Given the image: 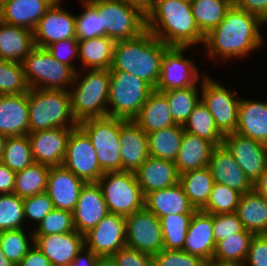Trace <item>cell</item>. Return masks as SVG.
<instances>
[{
  "instance_id": "1",
  "label": "cell",
  "mask_w": 267,
  "mask_h": 266,
  "mask_svg": "<svg viewBox=\"0 0 267 266\" xmlns=\"http://www.w3.org/2000/svg\"><path fill=\"white\" fill-rule=\"evenodd\" d=\"M266 25L259 17L233 3L220 24L205 35L202 46L205 54L204 50L202 54L215 65L220 62L219 65L223 63L229 66V61L245 60L266 44L262 33Z\"/></svg>"
},
{
  "instance_id": "2",
  "label": "cell",
  "mask_w": 267,
  "mask_h": 266,
  "mask_svg": "<svg viewBox=\"0 0 267 266\" xmlns=\"http://www.w3.org/2000/svg\"><path fill=\"white\" fill-rule=\"evenodd\" d=\"M146 29L168 46L202 48L205 40L186 0H153Z\"/></svg>"
},
{
  "instance_id": "3",
  "label": "cell",
  "mask_w": 267,
  "mask_h": 266,
  "mask_svg": "<svg viewBox=\"0 0 267 266\" xmlns=\"http://www.w3.org/2000/svg\"><path fill=\"white\" fill-rule=\"evenodd\" d=\"M168 47L147 29L135 38L116 41L109 71L133 74L155 89L163 55Z\"/></svg>"
},
{
  "instance_id": "4",
  "label": "cell",
  "mask_w": 267,
  "mask_h": 266,
  "mask_svg": "<svg viewBox=\"0 0 267 266\" xmlns=\"http://www.w3.org/2000/svg\"><path fill=\"white\" fill-rule=\"evenodd\" d=\"M109 69L78 70L69 90L74 119L80 122L107 116Z\"/></svg>"
},
{
  "instance_id": "5",
  "label": "cell",
  "mask_w": 267,
  "mask_h": 266,
  "mask_svg": "<svg viewBox=\"0 0 267 266\" xmlns=\"http://www.w3.org/2000/svg\"><path fill=\"white\" fill-rule=\"evenodd\" d=\"M29 133L52 128L78 126L67 90L34 89L28 91Z\"/></svg>"
},
{
  "instance_id": "6",
  "label": "cell",
  "mask_w": 267,
  "mask_h": 266,
  "mask_svg": "<svg viewBox=\"0 0 267 266\" xmlns=\"http://www.w3.org/2000/svg\"><path fill=\"white\" fill-rule=\"evenodd\" d=\"M154 88L142 78L122 71H110L107 116L133 120Z\"/></svg>"
},
{
  "instance_id": "7",
  "label": "cell",
  "mask_w": 267,
  "mask_h": 266,
  "mask_svg": "<svg viewBox=\"0 0 267 266\" xmlns=\"http://www.w3.org/2000/svg\"><path fill=\"white\" fill-rule=\"evenodd\" d=\"M24 75L30 88L67 90L74 82L76 72L54 59L46 48L35 46L22 61Z\"/></svg>"
},
{
  "instance_id": "8",
  "label": "cell",
  "mask_w": 267,
  "mask_h": 266,
  "mask_svg": "<svg viewBox=\"0 0 267 266\" xmlns=\"http://www.w3.org/2000/svg\"><path fill=\"white\" fill-rule=\"evenodd\" d=\"M97 184L101 188L109 213L126 217L145 207V196L134 172H106Z\"/></svg>"
},
{
  "instance_id": "9",
  "label": "cell",
  "mask_w": 267,
  "mask_h": 266,
  "mask_svg": "<svg viewBox=\"0 0 267 266\" xmlns=\"http://www.w3.org/2000/svg\"><path fill=\"white\" fill-rule=\"evenodd\" d=\"M101 17L106 36L115 41L132 39L146 30V14L118 0H87Z\"/></svg>"
},
{
  "instance_id": "10",
  "label": "cell",
  "mask_w": 267,
  "mask_h": 266,
  "mask_svg": "<svg viewBox=\"0 0 267 266\" xmlns=\"http://www.w3.org/2000/svg\"><path fill=\"white\" fill-rule=\"evenodd\" d=\"M78 126L88 135L95 148L102 171H121V118H90L80 122Z\"/></svg>"
},
{
  "instance_id": "11",
  "label": "cell",
  "mask_w": 267,
  "mask_h": 266,
  "mask_svg": "<svg viewBox=\"0 0 267 266\" xmlns=\"http://www.w3.org/2000/svg\"><path fill=\"white\" fill-rule=\"evenodd\" d=\"M189 49L191 52L187 51ZM192 49L201 52L193 47L177 46H169L165 50L155 91L167 92L190 86H201V80L206 74L202 73V69L200 72L195 58L188 57V52L192 53Z\"/></svg>"
},
{
  "instance_id": "12",
  "label": "cell",
  "mask_w": 267,
  "mask_h": 266,
  "mask_svg": "<svg viewBox=\"0 0 267 266\" xmlns=\"http://www.w3.org/2000/svg\"><path fill=\"white\" fill-rule=\"evenodd\" d=\"M220 81L206 73L201 80V101L214 117L218 130L226 135L236 132L241 96L233 86L229 89Z\"/></svg>"
},
{
  "instance_id": "13",
  "label": "cell",
  "mask_w": 267,
  "mask_h": 266,
  "mask_svg": "<svg viewBox=\"0 0 267 266\" xmlns=\"http://www.w3.org/2000/svg\"><path fill=\"white\" fill-rule=\"evenodd\" d=\"M62 166L85 183H97L104 174L95 148L88 135L79 126L73 128L69 134Z\"/></svg>"
},
{
  "instance_id": "14",
  "label": "cell",
  "mask_w": 267,
  "mask_h": 266,
  "mask_svg": "<svg viewBox=\"0 0 267 266\" xmlns=\"http://www.w3.org/2000/svg\"><path fill=\"white\" fill-rule=\"evenodd\" d=\"M126 246L153 255L163 249L160 219L146 207L125 217Z\"/></svg>"
},
{
  "instance_id": "15",
  "label": "cell",
  "mask_w": 267,
  "mask_h": 266,
  "mask_svg": "<svg viewBox=\"0 0 267 266\" xmlns=\"http://www.w3.org/2000/svg\"><path fill=\"white\" fill-rule=\"evenodd\" d=\"M222 145L254 184L267 167V145L237 132L224 135Z\"/></svg>"
},
{
  "instance_id": "16",
  "label": "cell",
  "mask_w": 267,
  "mask_h": 266,
  "mask_svg": "<svg viewBox=\"0 0 267 266\" xmlns=\"http://www.w3.org/2000/svg\"><path fill=\"white\" fill-rule=\"evenodd\" d=\"M63 0H56L40 18L33 30L35 46L46 48L60 40L76 38L75 13L62 5Z\"/></svg>"
},
{
  "instance_id": "17",
  "label": "cell",
  "mask_w": 267,
  "mask_h": 266,
  "mask_svg": "<svg viewBox=\"0 0 267 266\" xmlns=\"http://www.w3.org/2000/svg\"><path fill=\"white\" fill-rule=\"evenodd\" d=\"M85 247L98 257L113 256L126 246L125 216L107 214L96 227L84 235Z\"/></svg>"
},
{
  "instance_id": "18",
  "label": "cell",
  "mask_w": 267,
  "mask_h": 266,
  "mask_svg": "<svg viewBox=\"0 0 267 266\" xmlns=\"http://www.w3.org/2000/svg\"><path fill=\"white\" fill-rule=\"evenodd\" d=\"M73 128H52L28 133L33 159L49 167L62 166Z\"/></svg>"
},
{
  "instance_id": "19",
  "label": "cell",
  "mask_w": 267,
  "mask_h": 266,
  "mask_svg": "<svg viewBox=\"0 0 267 266\" xmlns=\"http://www.w3.org/2000/svg\"><path fill=\"white\" fill-rule=\"evenodd\" d=\"M107 214L109 211L100 186L97 183H85L73 211L75 230L85 235Z\"/></svg>"
},
{
  "instance_id": "20",
  "label": "cell",
  "mask_w": 267,
  "mask_h": 266,
  "mask_svg": "<svg viewBox=\"0 0 267 266\" xmlns=\"http://www.w3.org/2000/svg\"><path fill=\"white\" fill-rule=\"evenodd\" d=\"M34 245L52 266H69L85 246L84 235L72 231L61 234L34 235Z\"/></svg>"
},
{
  "instance_id": "21",
  "label": "cell",
  "mask_w": 267,
  "mask_h": 266,
  "mask_svg": "<svg viewBox=\"0 0 267 266\" xmlns=\"http://www.w3.org/2000/svg\"><path fill=\"white\" fill-rule=\"evenodd\" d=\"M85 182L64 166L50 167L46 193L55 209L73 212Z\"/></svg>"
},
{
  "instance_id": "22",
  "label": "cell",
  "mask_w": 267,
  "mask_h": 266,
  "mask_svg": "<svg viewBox=\"0 0 267 266\" xmlns=\"http://www.w3.org/2000/svg\"><path fill=\"white\" fill-rule=\"evenodd\" d=\"M121 171L135 172L149 157L147 134L134 120L121 119Z\"/></svg>"
},
{
  "instance_id": "23",
  "label": "cell",
  "mask_w": 267,
  "mask_h": 266,
  "mask_svg": "<svg viewBox=\"0 0 267 266\" xmlns=\"http://www.w3.org/2000/svg\"><path fill=\"white\" fill-rule=\"evenodd\" d=\"M208 168L216 183L229 186L241 194L253 190V183L223 145L213 149Z\"/></svg>"
},
{
  "instance_id": "24",
  "label": "cell",
  "mask_w": 267,
  "mask_h": 266,
  "mask_svg": "<svg viewBox=\"0 0 267 266\" xmlns=\"http://www.w3.org/2000/svg\"><path fill=\"white\" fill-rule=\"evenodd\" d=\"M215 245L213 214L196 210L188 226L183 251L198 256L208 263L213 258Z\"/></svg>"
},
{
  "instance_id": "25",
  "label": "cell",
  "mask_w": 267,
  "mask_h": 266,
  "mask_svg": "<svg viewBox=\"0 0 267 266\" xmlns=\"http://www.w3.org/2000/svg\"><path fill=\"white\" fill-rule=\"evenodd\" d=\"M29 133L28 92L0 95V134L7 137Z\"/></svg>"
},
{
  "instance_id": "26",
  "label": "cell",
  "mask_w": 267,
  "mask_h": 266,
  "mask_svg": "<svg viewBox=\"0 0 267 266\" xmlns=\"http://www.w3.org/2000/svg\"><path fill=\"white\" fill-rule=\"evenodd\" d=\"M134 173L144 196L174 186L180 179L175 162L150 156Z\"/></svg>"
},
{
  "instance_id": "27",
  "label": "cell",
  "mask_w": 267,
  "mask_h": 266,
  "mask_svg": "<svg viewBox=\"0 0 267 266\" xmlns=\"http://www.w3.org/2000/svg\"><path fill=\"white\" fill-rule=\"evenodd\" d=\"M56 0H13L0 3V21L34 30Z\"/></svg>"
},
{
  "instance_id": "28",
  "label": "cell",
  "mask_w": 267,
  "mask_h": 266,
  "mask_svg": "<svg viewBox=\"0 0 267 266\" xmlns=\"http://www.w3.org/2000/svg\"><path fill=\"white\" fill-rule=\"evenodd\" d=\"M236 132L267 144V99L240 98Z\"/></svg>"
},
{
  "instance_id": "29",
  "label": "cell",
  "mask_w": 267,
  "mask_h": 266,
  "mask_svg": "<svg viewBox=\"0 0 267 266\" xmlns=\"http://www.w3.org/2000/svg\"><path fill=\"white\" fill-rule=\"evenodd\" d=\"M145 207L159 219L167 215L194 214L196 211L180 183L147 194Z\"/></svg>"
},
{
  "instance_id": "30",
  "label": "cell",
  "mask_w": 267,
  "mask_h": 266,
  "mask_svg": "<svg viewBox=\"0 0 267 266\" xmlns=\"http://www.w3.org/2000/svg\"><path fill=\"white\" fill-rule=\"evenodd\" d=\"M34 47L32 30L0 21V59L22 63Z\"/></svg>"
},
{
  "instance_id": "31",
  "label": "cell",
  "mask_w": 267,
  "mask_h": 266,
  "mask_svg": "<svg viewBox=\"0 0 267 266\" xmlns=\"http://www.w3.org/2000/svg\"><path fill=\"white\" fill-rule=\"evenodd\" d=\"M215 147L209 140L184 131L175 161L179 174L208 166Z\"/></svg>"
},
{
  "instance_id": "32",
  "label": "cell",
  "mask_w": 267,
  "mask_h": 266,
  "mask_svg": "<svg viewBox=\"0 0 267 266\" xmlns=\"http://www.w3.org/2000/svg\"><path fill=\"white\" fill-rule=\"evenodd\" d=\"M133 120L146 134L176 125L166 97L155 90L148 96L147 101Z\"/></svg>"
},
{
  "instance_id": "33",
  "label": "cell",
  "mask_w": 267,
  "mask_h": 266,
  "mask_svg": "<svg viewBox=\"0 0 267 266\" xmlns=\"http://www.w3.org/2000/svg\"><path fill=\"white\" fill-rule=\"evenodd\" d=\"M115 42L108 36L78 41L79 70L110 69L113 62Z\"/></svg>"
},
{
  "instance_id": "34",
  "label": "cell",
  "mask_w": 267,
  "mask_h": 266,
  "mask_svg": "<svg viewBox=\"0 0 267 266\" xmlns=\"http://www.w3.org/2000/svg\"><path fill=\"white\" fill-rule=\"evenodd\" d=\"M236 214L245 230L267 234V202L254 189L241 195Z\"/></svg>"
},
{
  "instance_id": "35",
  "label": "cell",
  "mask_w": 267,
  "mask_h": 266,
  "mask_svg": "<svg viewBox=\"0 0 267 266\" xmlns=\"http://www.w3.org/2000/svg\"><path fill=\"white\" fill-rule=\"evenodd\" d=\"M183 134V126L179 124L148 133L149 156L175 162Z\"/></svg>"
},
{
  "instance_id": "36",
  "label": "cell",
  "mask_w": 267,
  "mask_h": 266,
  "mask_svg": "<svg viewBox=\"0 0 267 266\" xmlns=\"http://www.w3.org/2000/svg\"><path fill=\"white\" fill-rule=\"evenodd\" d=\"M179 183L194 208L201 210L207 204L214 179L206 166L180 174Z\"/></svg>"
},
{
  "instance_id": "37",
  "label": "cell",
  "mask_w": 267,
  "mask_h": 266,
  "mask_svg": "<svg viewBox=\"0 0 267 266\" xmlns=\"http://www.w3.org/2000/svg\"><path fill=\"white\" fill-rule=\"evenodd\" d=\"M196 23L205 36L224 19L233 0H190Z\"/></svg>"
},
{
  "instance_id": "38",
  "label": "cell",
  "mask_w": 267,
  "mask_h": 266,
  "mask_svg": "<svg viewBox=\"0 0 267 266\" xmlns=\"http://www.w3.org/2000/svg\"><path fill=\"white\" fill-rule=\"evenodd\" d=\"M50 167L34 162L16 172L14 194L27 198L46 192Z\"/></svg>"
},
{
  "instance_id": "39",
  "label": "cell",
  "mask_w": 267,
  "mask_h": 266,
  "mask_svg": "<svg viewBox=\"0 0 267 266\" xmlns=\"http://www.w3.org/2000/svg\"><path fill=\"white\" fill-rule=\"evenodd\" d=\"M161 93L168 101L174 122L182 126L201 101V86H190Z\"/></svg>"
},
{
  "instance_id": "40",
  "label": "cell",
  "mask_w": 267,
  "mask_h": 266,
  "mask_svg": "<svg viewBox=\"0 0 267 266\" xmlns=\"http://www.w3.org/2000/svg\"><path fill=\"white\" fill-rule=\"evenodd\" d=\"M183 129L192 135L209 140L215 146H221L223 143L224 135L216 127L214 117L202 101L193 109Z\"/></svg>"
},
{
  "instance_id": "41",
  "label": "cell",
  "mask_w": 267,
  "mask_h": 266,
  "mask_svg": "<svg viewBox=\"0 0 267 266\" xmlns=\"http://www.w3.org/2000/svg\"><path fill=\"white\" fill-rule=\"evenodd\" d=\"M253 236L245 230L217 242L212 260L244 264Z\"/></svg>"
},
{
  "instance_id": "42",
  "label": "cell",
  "mask_w": 267,
  "mask_h": 266,
  "mask_svg": "<svg viewBox=\"0 0 267 266\" xmlns=\"http://www.w3.org/2000/svg\"><path fill=\"white\" fill-rule=\"evenodd\" d=\"M33 244L34 234L32 228L0 231V248L16 266Z\"/></svg>"
},
{
  "instance_id": "43",
  "label": "cell",
  "mask_w": 267,
  "mask_h": 266,
  "mask_svg": "<svg viewBox=\"0 0 267 266\" xmlns=\"http://www.w3.org/2000/svg\"><path fill=\"white\" fill-rule=\"evenodd\" d=\"M0 162L14 172L33 164L35 161L28 135L7 137Z\"/></svg>"
},
{
  "instance_id": "44",
  "label": "cell",
  "mask_w": 267,
  "mask_h": 266,
  "mask_svg": "<svg viewBox=\"0 0 267 266\" xmlns=\"http://www.w3.org/2000/svg\"><path fill=\"white\" fill-rule=\"evenodd\" d=\"M192 215L193 214H176L160 218L163 249L183 250Z\"/></svg>"
},
{
  "instance_id": "45",
  "label": "cell",
  "mask_w": 267,
  "mask_h": 266,
  "mask_svg": "<svg viewBox=\"0 0 267 266\" xmlns=\"http://www.w3.org/2000/svg\"><path fill=\"white\" fill-rule=\"evenodd\" d=\"M241 195L229 186L214 182L207 204L201 210L213 215L234 213Z\"/></svg>"
},
{
  "instance_id": "46",
  "label": "cell",
  "mask_w": 267,
  "mask_h": 266,
  "mask_svg": "<svg viewBox=\"0 0 267 266\" xmlns=\"http://www.w3.org/2000/svg\"><path fill=\"white\" fill-rule=\"evenodd\" d=\"M29 89L22 63L0 59V95L23 94Z\"/></svg>"
},
{
  "instance_id": "47",
  "label": "cell",
  "mask_w": 267,
  "mask_h": 266,
  "mask_svg": "<svg viewBox=\"0 0 267 266\" xmlns=\"http://www.w3.org/2000/svg\"><path fill=\"white\" fill-rule=\"evenodd\" d=\"M79 2L82 9L79 14H75L76 39L83 41L106 36V31L105 28H102L101 17H99L98 11L87 0H79Z\"/></svg>"
},
{
  "instance_id": "48",
  "label": "cell",
  "mask_w": 267,
  "mask_h": 266,
  "mask_svg": "<svg viewBox=\"0 0 267 266\" xmlns=\"http://www.w3.org/2000/svg\"><path fill=\"white\" fill-rule=\"evenodd\" d=\"M25 227L23 198L14 193L0 194V231Z\"/></svg>"
},
{
  "instance_id": "49",
  "label": "cell",
  "mask_w": 267,
  "mask_h": 266,
  "mask_svg": "<svg viewBox=\"0 0 267 266\" xmlns=\"http://www.w3.org/2000/svg\"><path fill=\"white\" fill-rule=\"evenodd\" d=\"M75 231L73 222V212L68 210L53 209L33 229L34 235H51Z\"/></svg>"
},
{
  "instance_id": "50",
  "label": "cell",
  "mask_w": 267,
  "mask_h": 266,
  "mask_svg": "<svg viewBox=\"0 0 267 266\" xmlns=\"http://www.w3.org/2000/svg\"><path fill=\"white\" fill-rule=\"evenodd\" d=\"M23 208L26 227L29 228L34 223V226L31 227L32 229H35L36 225L38 226L47 214L55 209L52 200L46 192L24 198ZM27 223H31V225Z\"/></svg>"
},
{
  "instance_id": "51",
  "label": "cell",
  "mask_w": 267,
  "mask_h": 266,
  "mask_svg": "<svg viewBox=\"0 0 267 266\" xmlns=\"http://www.w3.org/2000/svg\"><path fill=\"white\" fill-rule=\"evenodd\" d=\"M153 266H206L202 258L183 250L161 249L152 255Z\"/></svg>"
},
{
  "instance_id": "52",
  "label": "cell",
  "mask_w": 267,
  "mask_h": 266,
  "mask_svg": "<svg viewBox=\"0 0 267 266\" xmlns=\"http://www.w3.org/2000/svg\"><path fill=\"white\" fill-rule=\"evenodd\" d=\"M49 54L57 61L70 66L75 72L79 70L78 40L76 38L60 40L46 47ZM75 63V64H74Z\"/></svg>"
},
{
  "instance_id": "53",
  "label": "cell",
  "mask_w": 267,
  "mask_h": 266,
  "mask_svg": "<svg viewBox=\"0 0 267 266\" xmlns=\"http://www.w3.org/2000/svg\"><path fill=\"white\" fill-rule=\"evenodd\" d=\"M243 231L244 226L236 212L213 215V235L216 243Z\"/></svg>"
},
{
  "instance_id": "54",
  "label": "cell",
  "mask_w": 267,
  "mask_h": 266,
  "mask_svg": "<svg viewBox=\"0 0 267 266\" xmlns=\"http://www.w3.org/2000/svg\"><path fill=\"white\" fill-rule=\"evenodd\" d=\"M117 266H153L152 255L124 246L114 255Z\"/></svg>"
},
{
  "instance_id": "55",
  "label": "cell",
  "mask_w": 267,
  "mask_h": 266,
  "mask_svg": "<svg viewBox=\"0 0 267 266\" xmlns=\"http://www.w3.org/2000/svg\"><path fill=\"white\" fill-rule=\"evenodd\" d=\"M244 266H267V234L254 235Z\"/></svg>"
},
{
  "instance_id": "56",
  "label": "cell",
  "mask_w": 267,
  "mask_h": 266,
  "mask_svg": "<svg viewBox=\"0 0 267 266\" xmlns=\"http://www.w3.org/2000/svg\"><path fill=\"white\" fill-rule=\"evenodd\" d=\"M240 9L259 17L267 24V0H233Z\"/></svg>"
},
{
  "instance_id": "57",
  "label": "cell",
  "mask_w": 267,
  "mask_h": 266,
  "mask_svg": "<svg viewBox=\"0 0 267 266\" xmlns=\"http://www.w3.org/2000/svg\"><path fill=\"white\" fill-rule=\"evenodd\" d=\"M17 266H52L48 257L34 244Z\"/></svg>"
},
{
  "instance_id": "58",
  "label": "cell",
  "mask_w": 267,
  "mask_h": 266,
  "mask_svg": "<svg viewBox=\"0 0 267 266\" xmlns=\"http://www.w3.org/2000/svg\"><path fill=\"white\" fill-rule=\"evenodd\" d=\"M16 172L0 162V194L14 192Z\"/></svg>"
},
{
  "instance_id": "59",
  "label": "cell",
  "mask_w": 267,
  "mask_h": 266,
  "mask_svg": "<svg viewBox=\"0 0 267 266\" xmlns=\"http://www.w3.org/2000/svg\"><path fill=\"white\" fill-rule=\"evenodd\" d=\"M97 255L85 246L69 266H95Z\"/></svg>"
},
{
  "instance_id": "60",
  "label": "cell",
  "mask_w": 267,
  "mask_h": 266,
  "mask_svg": "<svg viewBox=\"0 0 267 266\" xmlns=\"http://www.w3.org/2000/svg\"><path fill=\"white\" fill-rule=\"evenodd\" d=\"M253 189L267 202V167L253 184Z\"/></svg>"
},
{
  "instance_id": "61",
  "label": "cell",
  "mask_w": 267,
  "mask_h": 266,
  "mask_svg": "<svg viewBox=\"0 0 267 266\" xmlns=\"http://www.w3.org/2000/svg\"><path fill=\"white\" fill-rule=\"evenodd\" d=\"M138 7L145 14L150 10L153 0H118Z\"/></svg>"
},
{
  "instance_id": "62",
  "label": "cell",
  "mask_w": 267,
  "mask_h": 266,
  "mask_svg": "<svg viewBox=\"0 0 267 266\" xmlns=\"http://www.w3.org/2000/svg\"><path fill=\"white\" fill-rule=\"evenodd\" d=\"M95 266H117L113 256H100L97 257Z\"/></svg>"
},
{
  "instance_id": "63",
  "label": "cell",
  "mask_w": 267,
  "mask_h": 266,
  "mask_svg": "<svg viewBox=\"0 0 267 266\" xmlns=\"http://www.w3.org/2000/svg\"><path fill=\"white\" fill-rule=\"evenodd\" d=\"M206 266H244V265L240 263L219 262L211 260L207 263Z\"/></svg>"
},
{
  "instance_id": "64",
  "label": "cell",
  "mask_w": 267,
  "mask_h": 266,
  "mask_svg": "<svg viewBox=\"0 0 267 266\" xmlns=\"http://www.w3.org/2000/svg\"><path fill=\"white\" fill-rule=\"evenodd\" d=\"M0 266H16L11 260H9L0 248Z\"/></svg>"
},
{
  "instance_id": "65",
  "label": "cell",
  "mask_w": 267,
  "mask_h": 266,
  "mask_svg": "<svg viewBox=\"0 0 267 266\" xmlns=\"http://www.w3.org/2000/svg\"><path fill=\"white\" fill-rule=\"evenodd\" d=\"M6 139H7V136L0 134V158L4 151Z\"/></svg>"
},
{
  "instance_id": "66",
  "label": "cell",
  "mask_w": 267,
  "mask_h": 266,
  "mask_svg": "<svg viewBox=\"0 0 267 266\" xmlns=\"http://www.w3.org/2000/svg\"><path fill=\"white\" fill-rule=\"evenodd\" d=\"M10 1H13V0H0V3H5V2H10Z\"/></svg>"
}]
</instances>
